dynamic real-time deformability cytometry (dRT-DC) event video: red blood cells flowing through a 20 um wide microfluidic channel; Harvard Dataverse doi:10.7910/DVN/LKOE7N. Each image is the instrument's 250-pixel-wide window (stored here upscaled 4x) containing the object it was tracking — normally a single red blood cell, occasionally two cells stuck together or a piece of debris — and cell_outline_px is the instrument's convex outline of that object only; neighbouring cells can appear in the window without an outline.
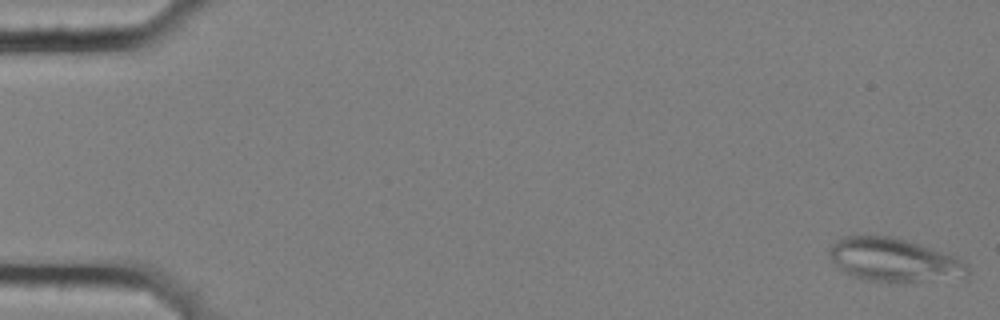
{"species": "common noctule bat (a hibernating species)", "species_latin": "Nyctalus noctula", "temperature_condition": "cold", "stored_images_in_passage": 9, "segment_of_instrument_passage": [1, 2], "camera_frame_rate_fps": 3000, "um_per_image_px": 0.085, "animal": {"sex": "female", "body_mass_g": 25.1}, "frame": {"image": 1, "passage_image": 1, "time_ms": 0.0, "image_size_px": [1000, 320], "cell_outline_px": [[968, 280], [888, 284], [864, 280], [840, 272], [832, 260], [828, 252], [828, 248], [836, 240], [844, 236], [892, 236], [956, 256], [964, 260], [968, 264]], "centroid_in_image_um": [76.06, 22.17], "position_along_channel_um": 8.9, "area_um2": 36.59}}